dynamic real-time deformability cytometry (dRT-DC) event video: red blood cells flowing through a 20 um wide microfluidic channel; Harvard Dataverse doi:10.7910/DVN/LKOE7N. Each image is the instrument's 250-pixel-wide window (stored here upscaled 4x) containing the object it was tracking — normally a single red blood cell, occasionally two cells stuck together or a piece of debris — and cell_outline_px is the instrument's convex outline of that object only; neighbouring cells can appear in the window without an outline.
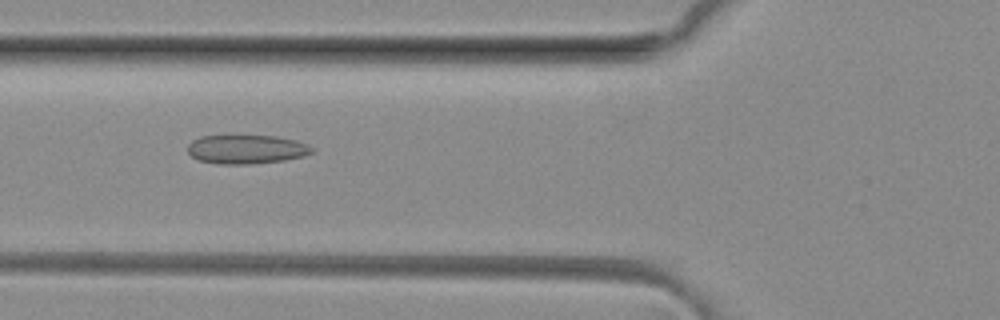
{"species": "common noctule bat (a hibernating species)", "species_latin": "Nyctalus noctula", "temperature_condition": "room temperature", "stored_images_in_passage": 49, "camera_frame_rate_fps": 3000, "um_per_image_px": 0.085, "animal": {"sex": "female", "body_mass_g": 29.2, "forearm_length_mm": 56.3}, "frame": {"image": 1, "passage_image": 18, "time_ms": 5.667, "image_size_px": [1000, 320], "cell_outline_px": [[312, 152], [304, 156], [284, 160], [252, 164], [216, 164], [196, 160], [188, 152], [188, 144], [192, 140], [200, 136], [276, 136], [296, 140], [308, 144], [312, 148]], "centroid_in_image_um": [20.92, 12.7], "position_along_channel_um": 104.9, "area_um2": 21.04}}
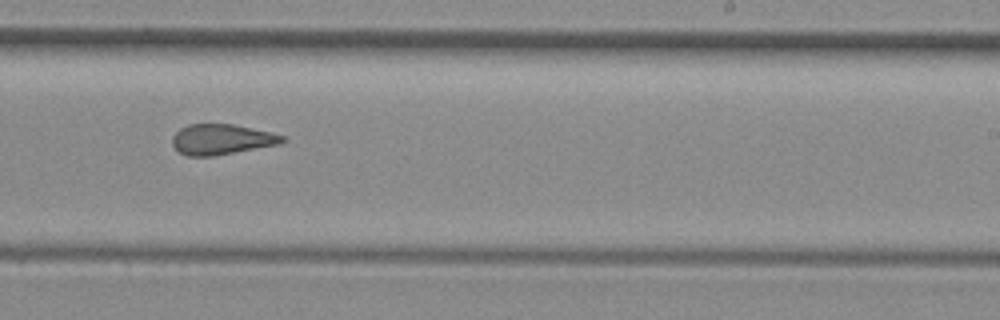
{"frame": {"image": 2, "passage_image": 30, "time_ms": 9.667, "image_size_px": [1000, 320], "cell_outline_px": [[288, 140], [280, 144], [212, 156], [188, 156], [180, 152], [172, 144], [172, 136], [180, 128], [188, 124], [232, 124], [272, 132], [284, 136]], "centroid_in_image_um": [18.85, 11.84], "position_along_channel_um": 270.2, "area_um2": 19.48}}
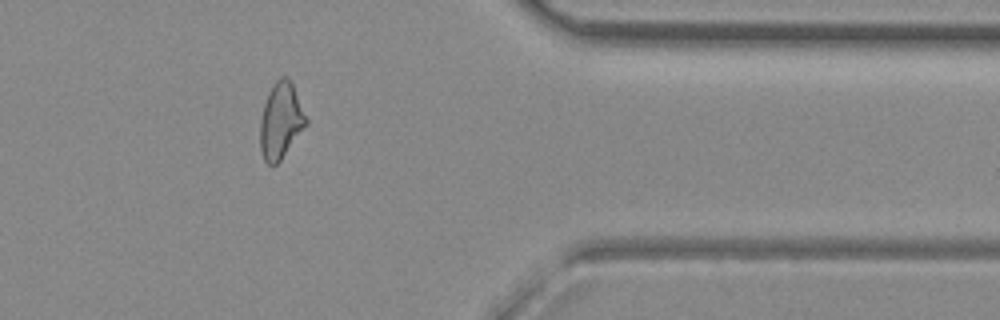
{"frame": {"image": 3, "passage_image": 40, "time_ms": 13.0, "image_size_px": [1000, 320], "cell_outline_px": [[308, 124], [280, 160], [272, 168], [264, 160], [260, 148], [260, 120], [264, 104], [268, 92], [272, 84], [280, 76], [288, 76], [292, 84], [308, 120]], "centroid_in_image_um": [23.86, 10.26], "position_along_channel_um": 387.5, "area_um2": 20.4}, "authors_computed_cell_mechanics": {"area_um2": 20.6346, "velocity_mm_per_s": 4.1421, "shape_relaxation_time_tau1_ms": null, "shape_relaxation_time_tau2_ms": 2.3068, "deformation_change_tau1": null, "deformation_change_tau2": 0.1135}}